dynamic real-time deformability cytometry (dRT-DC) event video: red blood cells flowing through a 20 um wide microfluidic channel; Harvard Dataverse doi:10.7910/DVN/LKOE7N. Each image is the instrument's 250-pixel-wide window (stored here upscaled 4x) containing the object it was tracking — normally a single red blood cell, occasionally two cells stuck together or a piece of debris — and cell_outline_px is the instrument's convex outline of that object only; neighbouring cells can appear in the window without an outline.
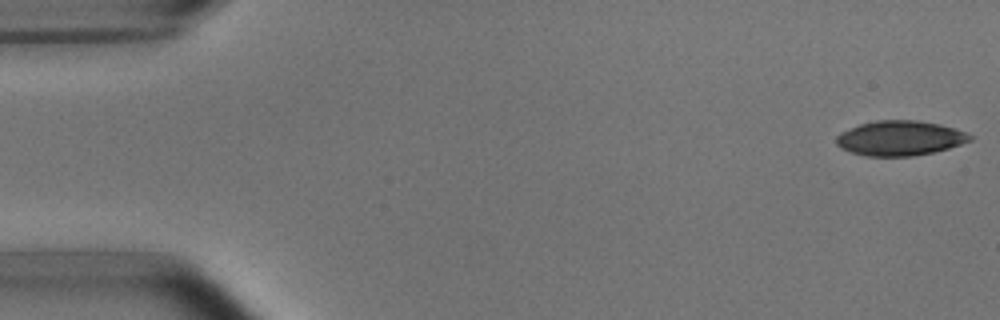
{"species": "common noctule bat (a hibernating species)", "species_latin": "Nyctalus noctula", "temperature_condition": "room temperature", "stored_images_in_passage": 5, "camera_frame_rate_fps": 3000, "um_per_image_px": 0.085, "animal": {"sex": "male", "body_mass_g": 15.6}, "frame": {"image": 1, "passage_image": 1, "time_ms": 0.0, "image_size_px": [1000, 320], "cell_outline_px": [[972, 140], [948, 148], [932, 152], [912, 156], [868, 156], [852, 152], [840, 148], [836, 144], [836, 136], [840, 132], [860, 124], [876, 120], [916, 120], [940, 124], [964, 132], [972, 136]], "centroid_in_image_um": [76.46, 11.74], "position_along_channel_um": 8.5, "area_um2": 26.93}}